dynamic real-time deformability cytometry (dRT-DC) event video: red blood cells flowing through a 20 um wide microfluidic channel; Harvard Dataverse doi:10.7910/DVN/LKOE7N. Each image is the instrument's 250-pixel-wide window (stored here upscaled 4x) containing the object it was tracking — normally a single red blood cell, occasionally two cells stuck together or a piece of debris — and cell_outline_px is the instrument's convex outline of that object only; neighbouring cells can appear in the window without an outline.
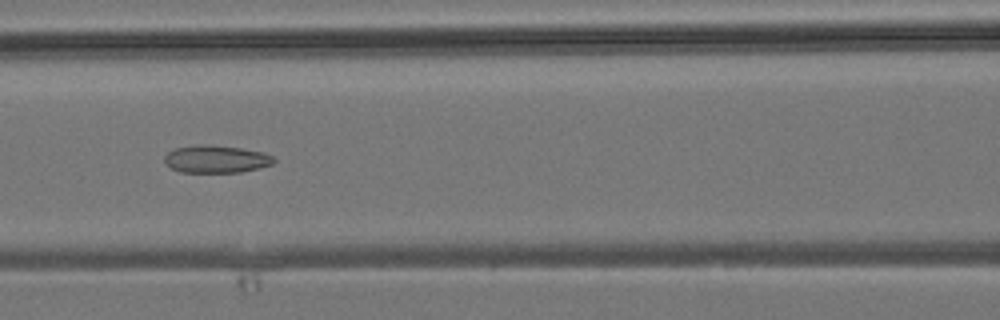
{"species": "common noctule bat (a hibernating species)", "species_latin": "Nyctalus noctula", "temperature_condition": "room temperature", "stored_images_in_passage": 7, "camera_frame_rate_fps": 3000, "um_per_image_px": 0.085, "animal": {"sex": "male", "body_mass_g": 19.2, "forearm_length_mm": 51.8}, "frame": {"image": 1, "passage_image": 7, "time_ms": 6.667, "image_size_px": [1000, 320], "cell_outline_px": [[276, 160], [272, 164], [260, 168], [240, 172], [180, 172], [172, 168], [164, 160], [164, 156], [168, 152], [176, 148], [196, 144], [208, 144], [240, 148], [264, 152], [272, 156]], "centroid_in_image_um": [18.38, 13.51], "position_along_channel_um": 148.2, "area_um2": 17.57}}